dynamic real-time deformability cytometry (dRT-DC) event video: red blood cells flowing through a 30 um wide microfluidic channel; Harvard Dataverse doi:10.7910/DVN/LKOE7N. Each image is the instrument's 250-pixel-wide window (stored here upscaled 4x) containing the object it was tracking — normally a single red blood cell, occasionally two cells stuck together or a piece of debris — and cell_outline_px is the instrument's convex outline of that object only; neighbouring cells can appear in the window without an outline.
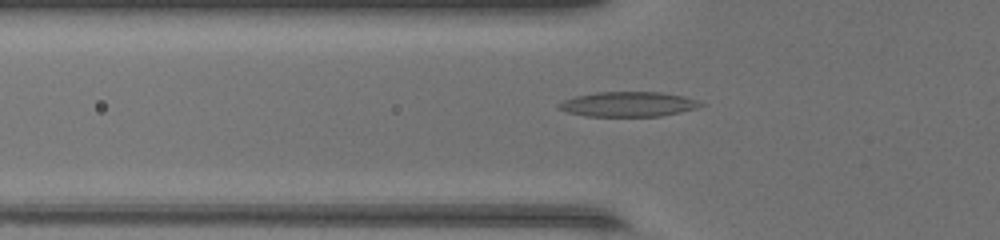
{"species": "common noctule bat (a hibernating species)", "species_latin": "Nyctalus noctula", "temperature_condition": "warm", "stored_images_in_passage": 37, "camera_frame_rate_fps": 3000, "um_per_image_px": 0.085, "animal": {"sex": "female", "body_mass_g": 17.0, "forearm_length_mm": 48.0}, "frame": {"image": 1, "passage_image": 8, "time_ms": 2.333, "image_size_px": [1000, 240], "cell_outline_px": [[708, 104], [696, 108], [680, 112], [660, 116], [588, 116], [568, 112], [556, 108], [556, 104], [564, 100], [576, 96], [596, 92], [660, 92], [684, 96], [700, 100]], "centroid_in_image_um": [53.43, 8.85], "position_along_channel_um": 72.4, "area_um2": 20.69}}
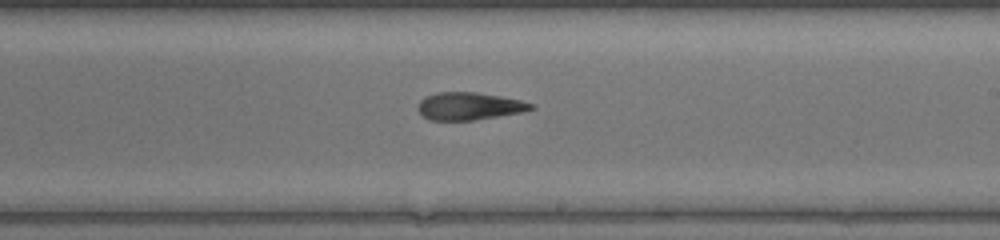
{"frame": {"image": 2, "passage_image": 20, "time_ms": 6.333, "image_size_px": [1000, 240], "cell_outline_px": [[536, 108], [524, 112], [472, 120], [428, 120], [416, 108], [420, 100], [424, 96], [436, 92], [476, 92], [500, 96], [520, 100], [536, 104]], "centroid_in_image_um": [39.89, 9.01], "position_along_channel_um": 249.1, "area_um2": 18.32}}
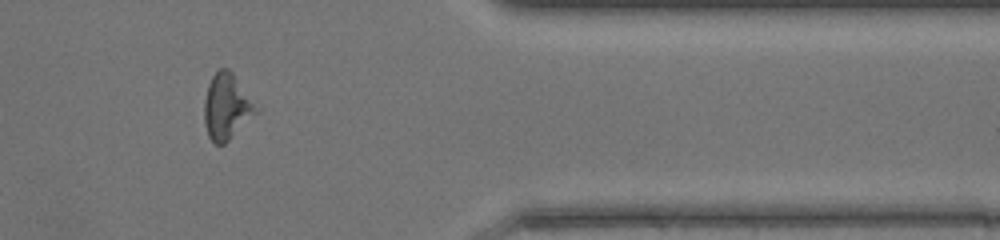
{"frame": {"image": 3, "passage_image": 31, "time_ms": 10.0, "image_size_px": [1000, 240], "cell_outline_px": [[260, 112], [224, 144], [216, 144], [208, 136], [204, 124], [204, 100], [208, 84], [212, 76], [220, 68], [228, 68], [232, 72], [260, 108]], "centroid_in_image_um": [19.3, 9.07], "position_along_channel_um": 392.1, "area_um2": 20.17}, "authors_computed_cell_mechanics": {"area_um2": 19.1318, "velocity_mm_per_s": 4.4052, "shape_relaxation_time_tau1_ms": 7.583, "shape_relaxation_time_tau2_ms": 10.9332, "deformation_change_tau1": 0.2367, "deformation_change_tau2": 0.2268}}